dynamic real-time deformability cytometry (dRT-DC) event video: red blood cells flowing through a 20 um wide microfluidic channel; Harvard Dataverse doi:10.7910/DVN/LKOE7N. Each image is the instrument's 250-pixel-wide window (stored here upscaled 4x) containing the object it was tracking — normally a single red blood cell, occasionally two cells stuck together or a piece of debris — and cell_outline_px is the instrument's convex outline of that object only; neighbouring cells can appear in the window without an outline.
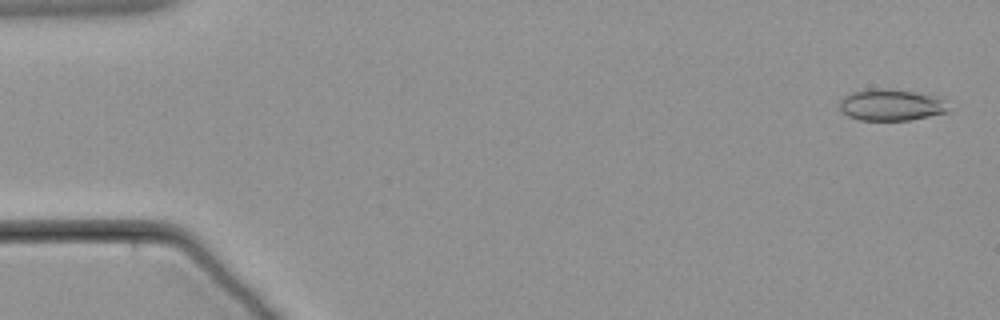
{"species": "common noctule bat (a hibernating species)", "species_latin": "Nyctalus noctula", "temperature_condition": "warm", "stored_images_in_passage": 61, "camera_frame_rate_fps": 3000, "um_per_image_px": 0.085, "animal": {"sex": "male", "body_mass_g": 21.5, "forearm_length_mm": 52.0}, "frame": {"image": 1, "passage_image": 2, "time_ms": 0.333, "image_size_px": [1000, 320], "cell_outline_px": [[948, 112], [908, 120], [860, 120], [848, 116], [840, 112], [840, 100], [844, 96], [852, 92], [868, 88], [872, 88], [912, 92], [932, 96], [944, 100]], "centroid_in_image_um": [75.66, 8.93], "position_along_channel_um": 9.3, "area_um2": 19.59}}
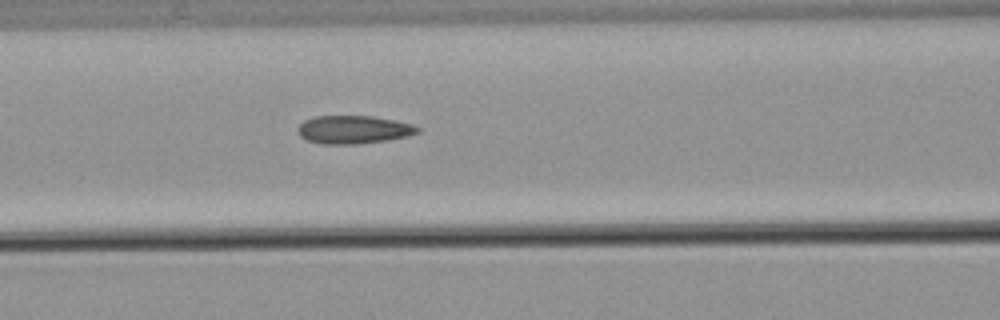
{"frame": {"image": 2, "passage_image": 26, "time_ms": 8.333, "image_size_px": [1000, 320], "cell_outline_px": [[420, 132], [408, 136], [388, 140], [356, 144], [324, 144], [308, 140], [300, 136], [296, 132], [296, 128], [304, 120], [312, 116], [372, 116], [396, 120], [412, 124], [420, 128]], "centroid_in_image_um": [30.04, 11.01], "position_along_channel_um": 136.6, "area_um2": 19.83}}
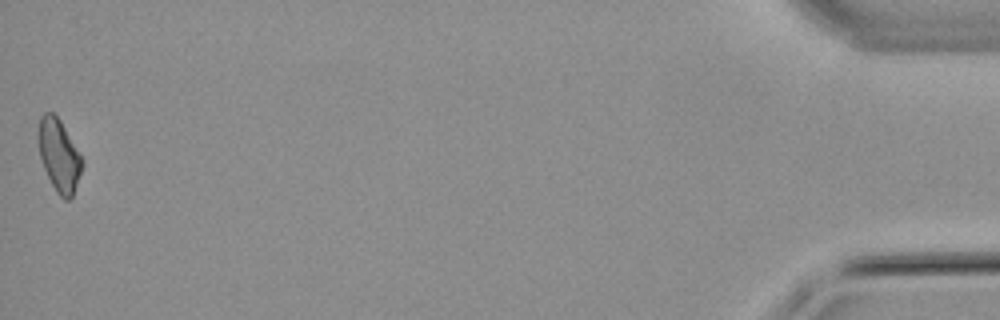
{"frame": {"image": 3, "passage_image": 61, "time_ms": 20.0, "image_size_px": [1000, 320], "cell_outline_px": [[80, 172], [72, 196], [68, 200], [64, 200], [56, 192], [44, 168], [40, 156], [36, 136], [40, 116], [44, 112], [52, 112], [60, 120], [80, 156]], "centroid_in_image_um": [4.94, 13.17], "position_along_channel_um": 430.3, "area_um2": 17.92}}